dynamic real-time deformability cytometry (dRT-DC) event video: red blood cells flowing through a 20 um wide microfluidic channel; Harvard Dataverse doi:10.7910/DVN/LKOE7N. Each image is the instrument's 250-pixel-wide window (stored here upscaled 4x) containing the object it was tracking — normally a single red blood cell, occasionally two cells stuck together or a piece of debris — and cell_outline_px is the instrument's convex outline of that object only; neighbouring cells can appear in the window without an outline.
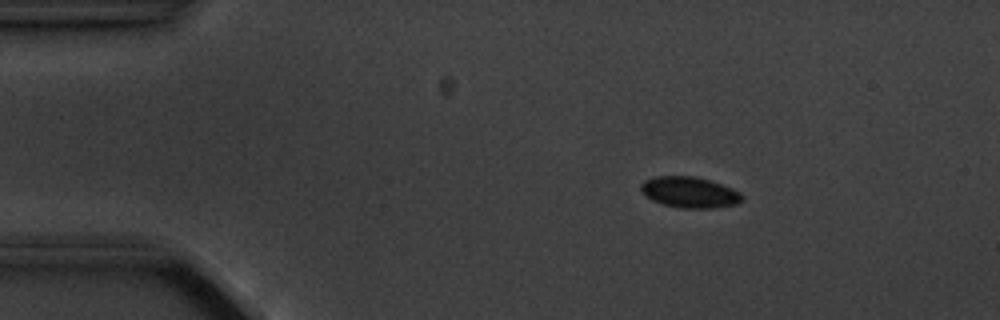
{"species": "common noctule bat (a hibernating species)", "species_latin": "Nyctalus noctula", "temperature_condition": "cold", "stored_images_in_passage": 5, "camera_frame_rate_fps": 3000, "um_per_image_px": 0.085, "animal": {"sex": "male", "body_mass_g": 20.1, "forearm_length_mm": 53.5}, "frame": {"image": 1, "passage_image": 3, "time_ms": 2.333, "image_size_px": [1000, 320], "cell_outline_px": [[740, 200], [736, 204], [712, 208], [680, 208], [664, 204], [652, 200], [640, 188], [640, 184], [644, 180], [656, 176], [696, 176], [712, 180], [732, 188], [740, 192]], "centroid_in_image_um": [58.6, 16.33], "position_along_channel_um": 26.4, "area_um2": 18.09}}